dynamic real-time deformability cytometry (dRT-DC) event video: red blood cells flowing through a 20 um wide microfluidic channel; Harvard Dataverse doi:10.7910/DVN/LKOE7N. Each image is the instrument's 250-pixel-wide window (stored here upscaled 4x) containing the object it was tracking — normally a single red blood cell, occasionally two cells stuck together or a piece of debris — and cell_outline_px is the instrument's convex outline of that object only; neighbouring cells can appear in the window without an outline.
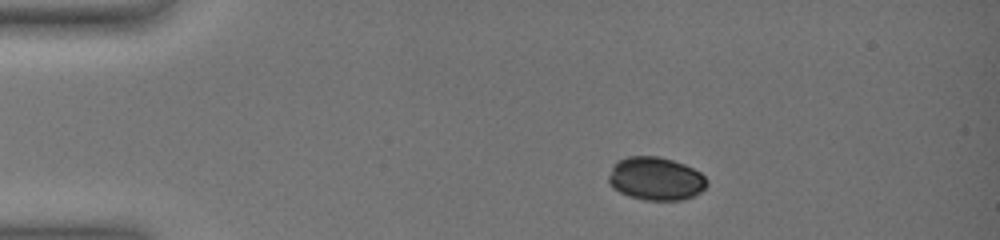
{"species": "common noctule bat (a hibernating species)", "species_latin": "Nyctalus noctula", "temperature_condition": "warm", "stored_images_in_passage": 42, "camera_frame_rate_fps": 3000, "um_per_image_px": 0.085, "animal": {"sex": "female", "body_mass_g": 19.0, "forearm_length_mm": 51.5}, "frame": {"image": 1, "passage_image": 1, "time_ms": 0.0, "image_size_px": [1000, 240], "cell_outline_px": [[708, 184], [700, 192], [684, 200], [644, 200], [628, 196], [612, 188], [608, 184], [608, 176], [612, 164], [616, 160], [628, 156], [660, 156], [684, 164], [700, 172], [708, 180]], "centroid_in_image_um": [55.7, 15.18], "position_along_channel_um": 29.3, "area_um2": 25.09}}
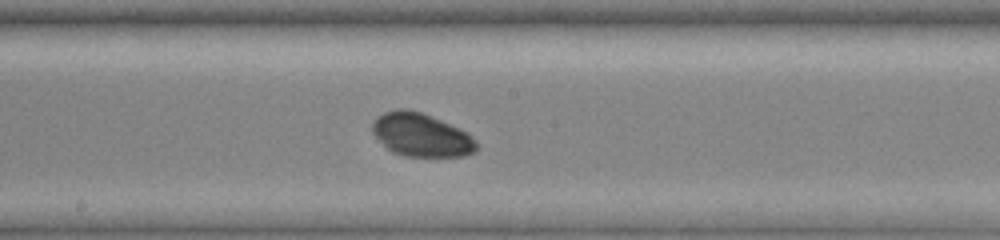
{"frame": {"image": 2, "passage_image": 22, "time_ms": 7.0, "image_size_px": [1000, 240], "cell_outline_px": [[480, 144], [476, 152], [464, 156], [404, 156], [392, 152], [372, 132], [372, 124], [384, 112], [400, 108], [404, 108], [420, 112], [468, 132]], "centroid_in_image_um": [35.86, 11.49], "position_along_channel_um": 212.3, "area_um2": 26.07}}
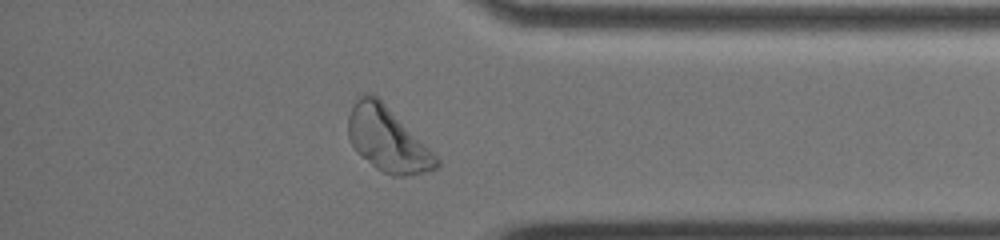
{"frame": {"image": 3, "passage_image": 38, "time_ms": 12.333, "image_size_px": [1000, 240], "cell_outline_px": [[440, 168], [404, 176], [392, 176], [376, 168], [360, 156], [356, 152], [348, 136], [348, 116], [356, 96], [364, 92], [372, 92], [440, 160]], "centroid_in_image_um": [32.88, 11.84], "position_along_channel_um": 402.3, "area_um2": 32.6}, "authors_computed_cell_mechanics": {"area_um2": 26.1834, "velocity_mm_per_s": 3.616, "shape_relaxation_time_tau1_ms": 1.3656, "shape_relaxation_time_tau2_ms": null, "deformation_change_tau1": 0.0643, "deformation_change_tau2": null}}